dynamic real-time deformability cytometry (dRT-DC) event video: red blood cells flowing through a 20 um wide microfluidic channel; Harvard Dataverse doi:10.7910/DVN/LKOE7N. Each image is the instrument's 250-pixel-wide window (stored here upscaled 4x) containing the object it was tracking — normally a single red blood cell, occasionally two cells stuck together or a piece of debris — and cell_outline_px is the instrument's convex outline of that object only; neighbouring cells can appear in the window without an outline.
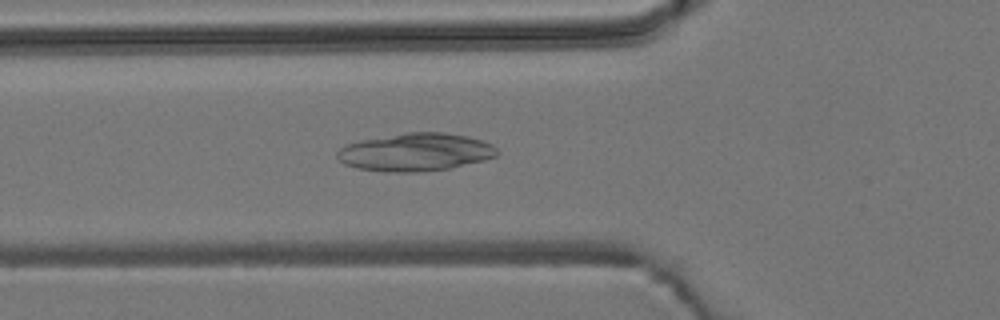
{"species": "common noctule bat (a hibernating species)", "species_latin": "Nyctalus noctula", "temperature_condition": "room temperature", "stored_images_in_passage": 46, "camera_frame_rate_fps": 3000, "um_per_image_px": 0.085, "animal": {"sex": "male", "body_mass_g": 19.2, "forearm_length_mm": 51.8}, "frame": {"image": 1, "passage_image": 12, "time_ms": 3.667, "image_size_px": [1000, 320], "cell_outline_px": [[500, 152], [496, 156], [484, 160], [448, 168], [420, 172], [384, 172], [356, 168], [344, 164], [336, 156], [336, 152], [340, 148], [348, 144], [360, 140], [408, 132], [444, 132], [468, 136], [492, 144]], "centroid_in_image_um": [35.31, 12.93], "position_along_channel_um": 90.5, "area_um2": 35.32}}
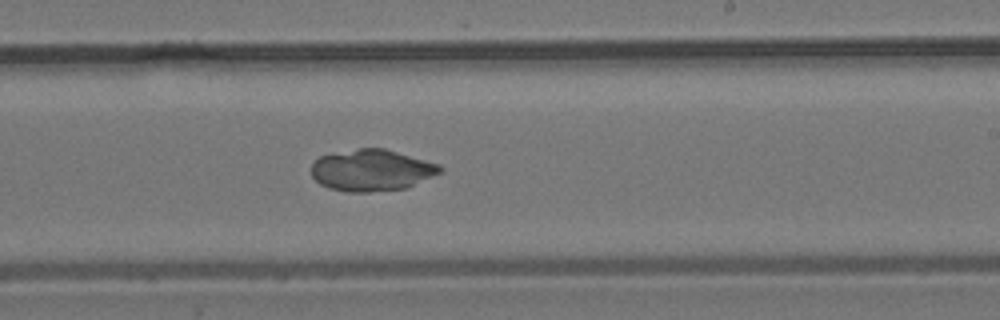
{"frame": {"image": 2, "passage_image": 25, "time_ms": 8.0, "image_size_px": [1000, 320], "cell_outline_px": [[444, 172], [408, 188], [368, 192], [348, 192], [328, 188], [320, 184], [312, 176], [312, 164], [320, 156], [360, 148], [384, 148], [440, 164], [444, 168]], "centroid_in_image_um": [31.65, 14.48], "position_along_channel_um": 257.3, "area_um2": 31.33}}
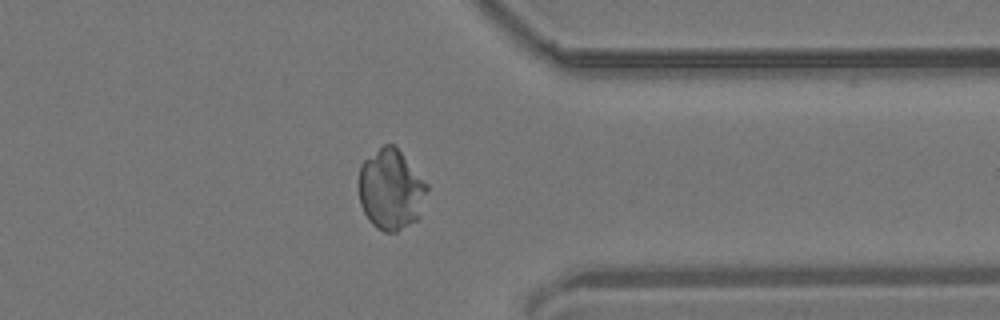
{"frame": {"image": 3, "passage_image": 35, "time_ms": 11.333, "image_size_px": [1000, 320], "cell_outline_px": [[428, 188], [420, 216], [416, 220], [396, 232], [384, 232], [376, 228], [368, 220], [360, 204], [360, 164], [364, 160], [384, 144], [392, 144], [400, 152], [428, 184]], "centroid_in_image_um": [33.23, 16.14], "position_along_channel_um": 378.2, "area_um2": 31.73}}